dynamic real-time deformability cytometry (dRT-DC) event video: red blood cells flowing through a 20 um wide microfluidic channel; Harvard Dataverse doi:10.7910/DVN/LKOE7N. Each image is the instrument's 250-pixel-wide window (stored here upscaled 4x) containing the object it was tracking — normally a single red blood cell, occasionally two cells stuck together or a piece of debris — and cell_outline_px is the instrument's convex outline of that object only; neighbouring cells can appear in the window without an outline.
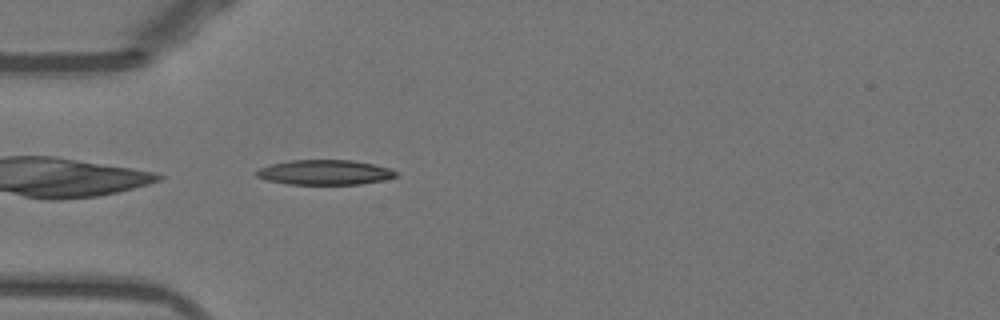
{"species": "Egyptian fruit bat (a non-hibernating species)", "species_latin": "Rousettus aegyptiacus", "temperature_condition": "warm", "stored_images_in_passage": 37, "camera_frame_rate_fps": 3000, "um_per_image_px": 0.085, "animal": {"sex": "female"}, "frame": {"image": 1, "passage_image": 1, "time_ms": 0.0, "image_size_px": [1000, 320], "cell_outline_px": [[396, 176], [384, 180], [360, 184], [288, 184], [268, 180], [256, 176], [256, 172], [260, 168], [272, 164], [292, 160], [352, 160], [372, 164], [388, 168], [396, 172]], "centroid_in_image_um": [27.6, 14.65], "position_along_channel_um": 57.4, "area_um2": 19.94}}
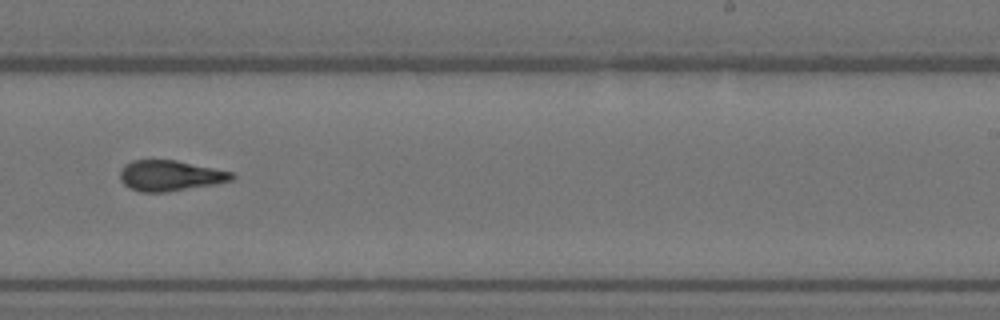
{"frame": {"image": 2, "passage_image": 18, "time_ms": 5.667, "image_size_px": [1000, 320], "cell_outline_px": [[236, 176], [232, 180], [216, 184], [164, 192], [140, 192], [128, 188], [120, 180], [120, 168], [124, 164], [132, 160], [176, 160], [232, 172]], "centroid_in_image_um": [14.42, 14.93], "position_along_channel_um": 274.6, "area_um2": 20.0}}
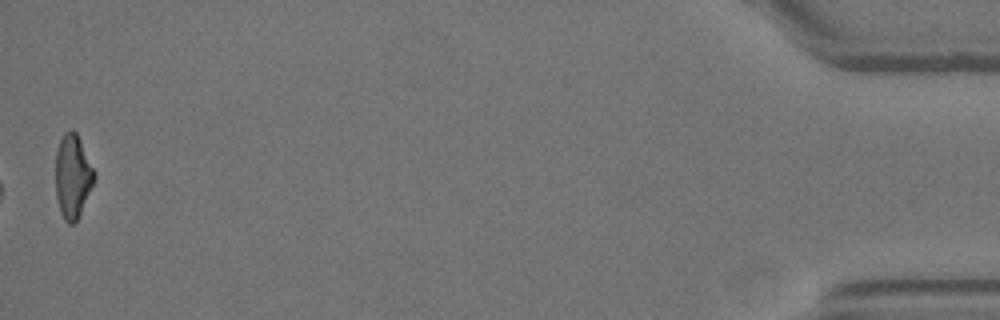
{"frame": {"image": 3, "passage_image": 37, "time_ms": 12.0, "image_size_px": [1000, 320], "cell_outline_px": [[96, 176], [80, 212], [76, 220], [72, 224], [68, 224], [64, 220], [60, 212], [56, 196], [56, 152], [60, 140], [64, 132], [68, 128], [72, 128], [76, 132], [96, 172]], "centroid_in_image_um": [6.17, 14.94], "position_along_channel_um": 429.0, "area_um2": 18.79}, "authors_computed_cell_mechanics": {"area_um2": 19.8832, "velocity_mm_per_s": 3.9057, "shape_relaxation_time_tau1_ms": 8.0894, "shape_relaxation_time_tau2_ms": 1.8306, "deformation_change_tau1": 0.2661, "deformation_change_tau2": 0.1128}}